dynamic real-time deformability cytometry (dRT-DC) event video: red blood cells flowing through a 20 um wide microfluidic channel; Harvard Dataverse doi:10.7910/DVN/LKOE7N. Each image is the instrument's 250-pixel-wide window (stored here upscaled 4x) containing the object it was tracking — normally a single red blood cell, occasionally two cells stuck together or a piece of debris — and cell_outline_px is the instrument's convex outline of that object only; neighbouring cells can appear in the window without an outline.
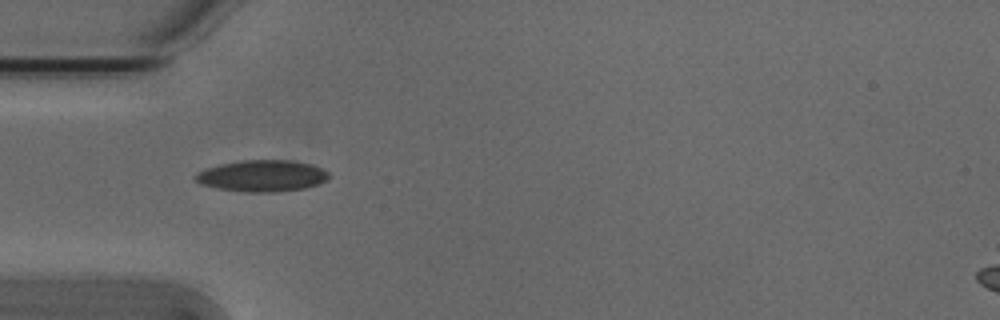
{"species": "Egyptian fruit bat (a non-hibernating species)", "species_latin": "Rousettus aegyptiacus", "temperature_condition": "cold", "stored_images_in_passage": 11, "camera_frame_rate_fps": 3000, "um_per_image_px": 0.085, "animal": {"sex": "male"}, "frame": {"image": 1, "passage_image": 1, "time_ms": 0.0, "image_size_px": [1000, 320], "cell_outline_px": [[328, 180], [304, 188], [276, 192], [248, 192], [220, 188], [200, 184], [192, 176], [204, 168], [220, 164], [240, 160], [296, 160], [312, 164], [328, 172]], "centroid_in_image_um": [22.27, 14.93], "position_along_channel_um": 62.7, "area_um2": 24.51}}
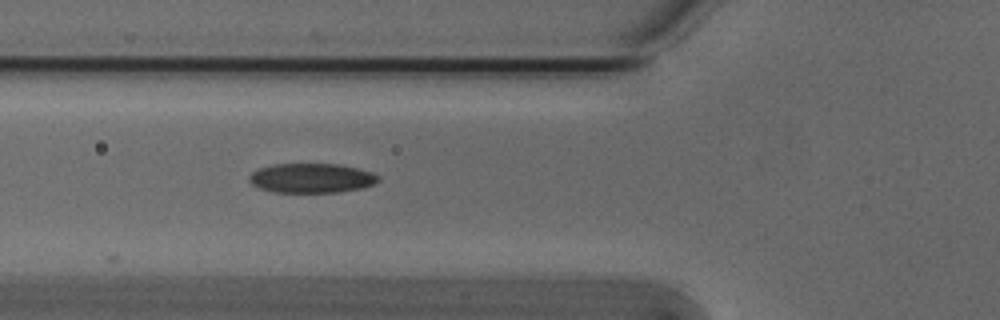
{"frame": {"image": 2, "passage_image": 4, "time_ms": 1.0, "image_size_px": [1000, 320], "cell_outline_px": [[380, 180], [364, 188], [336, 192], [272, 192], [260, 188], [252, 184], [248, 180], [248, 176], [252, 172], [260, 168], [272, 164], [340, 164], [372, 172], [380, 176]], "centroid_in_image_um": [26.48, 15.14], "position_along_channel_um": 99.3, "area_um2": 22.25}}
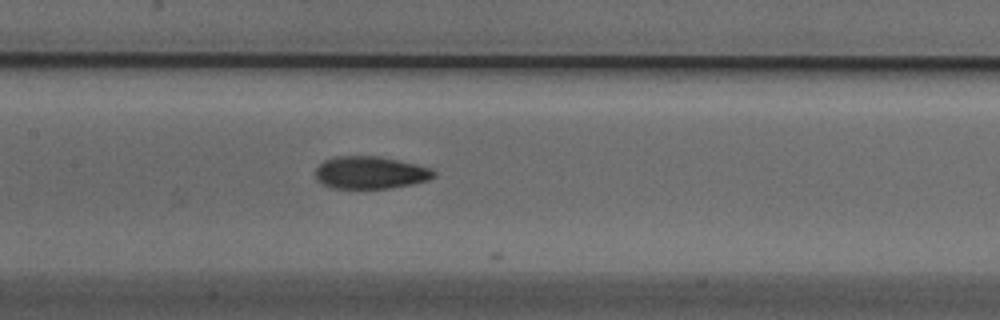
{"frame": {"image": 3, "passage_image": 10, "time_ms": 3.0, "image_size_px": [1000, 320], "cell_outline_px": [[436, 176], [428, 180], [412, 184], [392, 188], [332, 188], [316, 180], [316, 168], [324, 160], [332, 156], [380, 156], [416, 164], [432, 168], [436, 172]], "centroid_in_image_um": [31.49, 14.66], "position_along_channel_um": 175.9, "area_um2": 22.54}}